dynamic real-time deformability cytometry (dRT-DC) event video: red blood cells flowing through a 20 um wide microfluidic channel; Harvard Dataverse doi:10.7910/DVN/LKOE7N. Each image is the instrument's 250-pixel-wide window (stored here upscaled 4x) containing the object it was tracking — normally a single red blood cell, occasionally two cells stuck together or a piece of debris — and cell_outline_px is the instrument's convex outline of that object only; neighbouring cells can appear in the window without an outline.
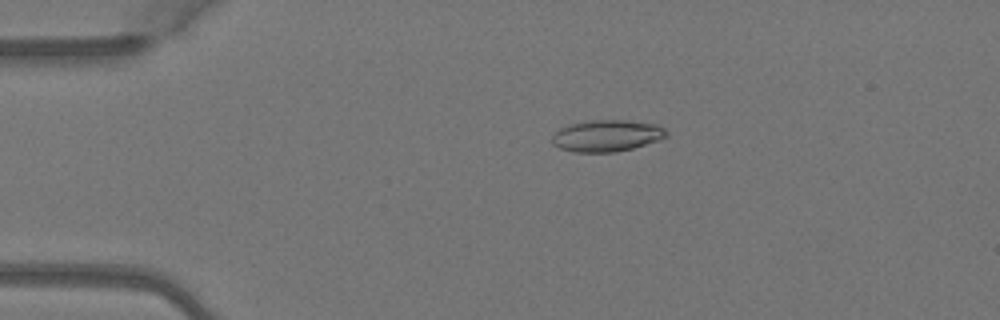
{"species": "Egyptian fruit bat (a non-hibernating species)", "species_latin": "Rousettus aegyptiacus", "temperature_condition": "warm", "stored_images_in_passage": 4, "camera_frame_rate_fps": 3000, "um_per_image_px": 0.085, "animal": {"sex": "female"}, "frame": {"image": 1, "passage_image": 4, "time_ms": 1.0, "image_size_px": [1000, 320], "cell_outline_px": [[668, 136], [660, 140], [632, 148], [616, 152], [576, 152], [560, 148], [552, 144], [552, 136], [560, 128], [572, 124], [592, 120], [628, 120], [656, 124], [664, 128], [668, 132]], "centroid_in_image_um": [51.61, 11.54], "position_along_channel_um": 33.4, "area_um2": 21.04}}